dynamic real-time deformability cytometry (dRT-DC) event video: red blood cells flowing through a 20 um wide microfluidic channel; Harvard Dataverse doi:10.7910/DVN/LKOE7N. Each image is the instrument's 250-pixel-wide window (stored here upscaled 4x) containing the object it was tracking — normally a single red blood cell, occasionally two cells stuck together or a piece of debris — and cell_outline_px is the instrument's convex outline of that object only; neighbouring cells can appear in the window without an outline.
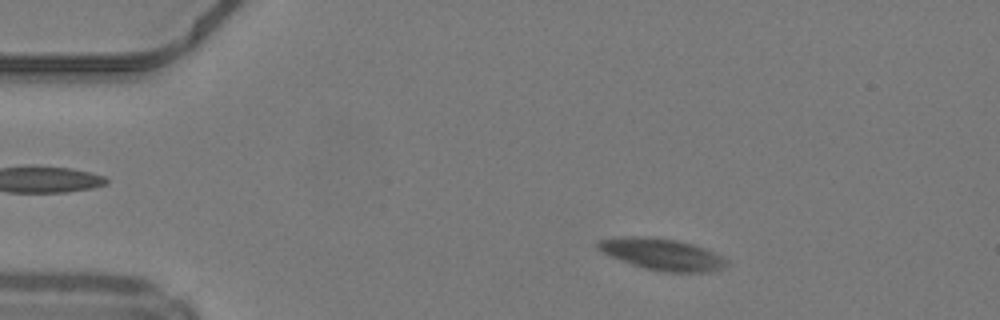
{"species": "common noctule bat (a hibernating species)", "species_latin": "Nyctalus noctula", "temperature_condition": "warm", "stored_images_in_passage": 51, "camera_frame_rate_fps": 3000, "um_per_image_px": 0.085, "animal": {"sex": "male", "body_mass_g": 19.2, "forearm_length_mm": 51.8}, "frame": {"image": 1, "passage_image": 7, "time_ms": 2.0, "image_size_px": [1000, 320], "cell_outline_px": [[728, 264], [720, 268], [708, 272], [664, 272], [632, 264], [612, 256], [596, 248], [596, 244], [600, 240], [624, 236], [648, 236], [676, 240], [692, 244], [704, 248], [728, 260]], "centroid_in_image_um": [56.27, 21.6], "position_along_channel_um": 28.7, "area_um2": 23.24}}
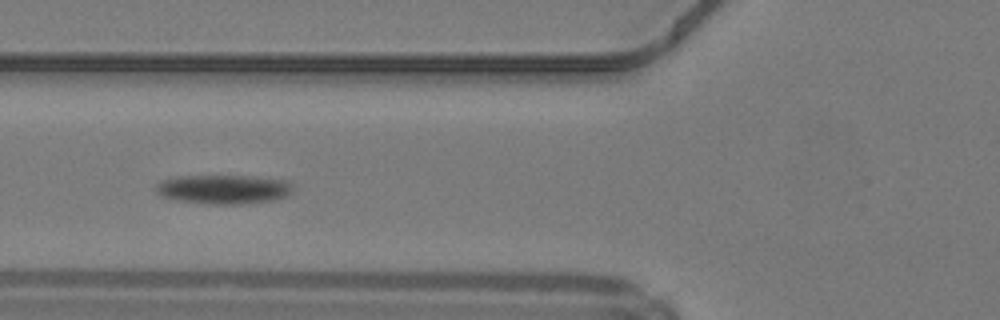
{"frame": {"image": 2, "passage_image": 18, "time_ms": 5.667, "image_size_px": [1000, 320], "cell_outline_px": [[292, 192], [288, 196], [276, 200], [240, 204], [212, 204], [176, 200], [164, 196], [156, 192], [156, 184], [160, 180], [176, 176], [248, 176], [288, 180], [292, 184]], "centroid_in_image_um": [19.03, 16.08], "position_along_channel_um": 106.8, "area_um2": 23.41}}
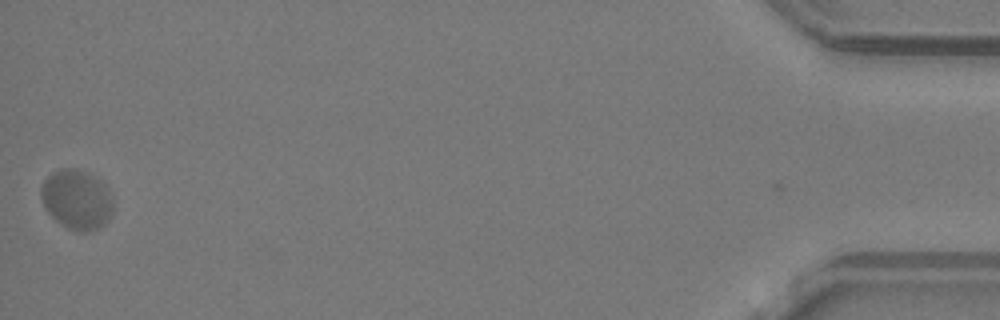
{"frame": {"image": 3, "passage_image": 50, "time_ms": 16.333, "image_size_px": [1000, 320], "cell_outline_px": [[112, 212], [104, 224], [100, 228], [92, 232], [80, 232], [68, 228], [56, 220], [44, 208], [40, 196], [40, 188], [44, 180], [52, 172], [64, 168], [72, 168], [84, 172], [100, 180], [108, 188], [112, 200]], "centroid_in_image_um": [6.5, 16.98], "position_along_channel_um": 428.7, "area_um2": 25.03}, "authors_computed_cell_mechanics": {"area_um2": 22.8888, "velocity_mm_per_s": 3.9458, "shape_relaxation_time_tau1_ms": 4.7864, "shape_relaxation_time_tau2_ms": null, "deformation_change_tau1": 0.1944, "deformation_change_tau2": null}}